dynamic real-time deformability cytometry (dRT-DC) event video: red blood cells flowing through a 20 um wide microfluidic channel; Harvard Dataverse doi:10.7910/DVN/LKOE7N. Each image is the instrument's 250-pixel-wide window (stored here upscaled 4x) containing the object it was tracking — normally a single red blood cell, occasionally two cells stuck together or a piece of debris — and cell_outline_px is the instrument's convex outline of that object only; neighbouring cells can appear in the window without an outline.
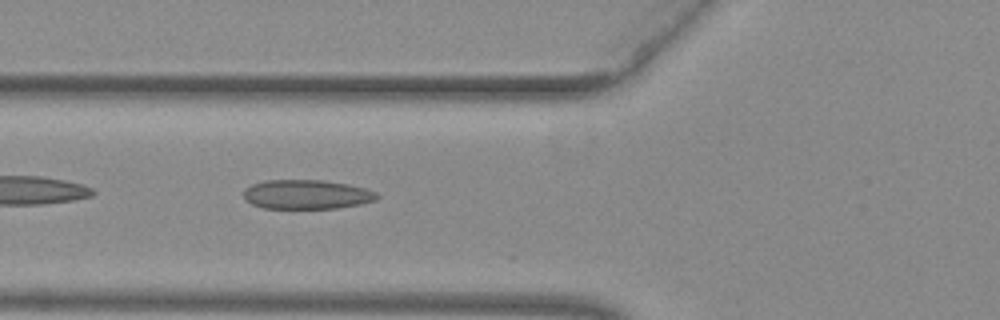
{"species": "common noctule bat (a hibernating species)", "species_latin": "Nyctalus noctula", "temperature_condition": "warm", "stored_images_in_passage": 36, "camera_frame_rate_fps": 3000, "um_per_image_px": 0.085, "animal": {"sex": "female", "body_mass_g": 29.2, "forearm_length_mm": 56.3}, "frame": {"image": 1, "passage_image": 4, "time_ms": 1.0, "image_size_px": [1000, 320], "cell_outline_px": [[380, 196], [376, 200], [360, 204], [336, 208], [264, 208], [252, 204], [244, 196], [244, 192], [252, 184], [264, 180], [324, 180], [348, 184], [364, 188], [376, 192]], "centroid_in_image_um": [26.1, 16.52], "position_along_channel_um": 99.7, "area_um2": 22.6}}
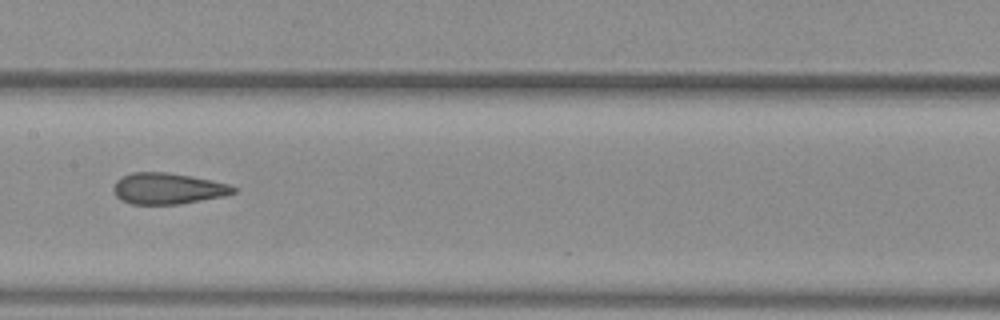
{"frame": {"image": 2, "passage_image": 11, "time_ms": 3.333, "image_size_px": [1000, 320], "cell_outline_px": [[236, 192], [224, 196], [180, 204], [132, 204], [120, 200], [112, 192], [112, 188], [116, 180], [132, 172], [168, 172], [192, 176], [212, 180], [228, 184], [236, 188]], "centroid_in_image_um": [14.24, 16.02], "position_along_channel_um": 193.2, "area_um2": 21.91}}
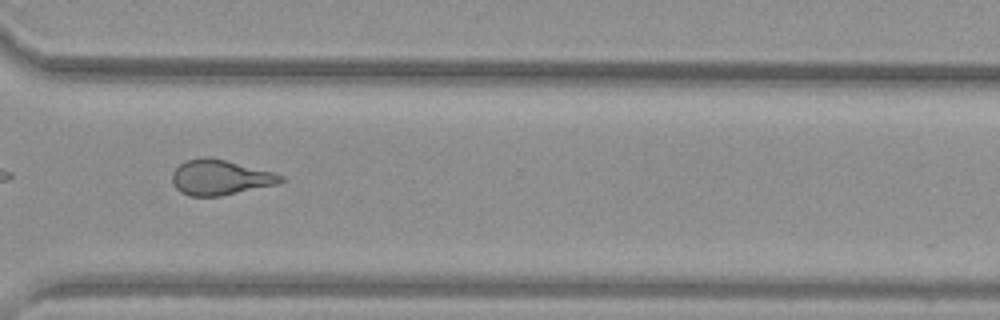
{"frame": {"image": 3, "passage_image": 23, "time_ms": 7.333, "image_size_px": [1000, 320], "cell_outline_px": [[284, 180], [280, 184], [220, 196], [188, 196], [180, 192], [172, 184], [172, 172], [180, 164], [188, 160], [208, 156], [272, 172], [284, 176]], "centroid_in_image_um": [18.7, 15.1], "position_along_channel_um": 351.9, "area_um2": 22.2}, "authors_computed_cell_mechanics": {"area_um2": 22.3397, "velocity_mm_per_s": 3.9776, "shape_relaxation_time_tau1_ms": null, "shape_relaxation_time_tau2_ms": 1.743, "deformation_change_tau1": null, "deformation_change_tau2": 0.0937}}